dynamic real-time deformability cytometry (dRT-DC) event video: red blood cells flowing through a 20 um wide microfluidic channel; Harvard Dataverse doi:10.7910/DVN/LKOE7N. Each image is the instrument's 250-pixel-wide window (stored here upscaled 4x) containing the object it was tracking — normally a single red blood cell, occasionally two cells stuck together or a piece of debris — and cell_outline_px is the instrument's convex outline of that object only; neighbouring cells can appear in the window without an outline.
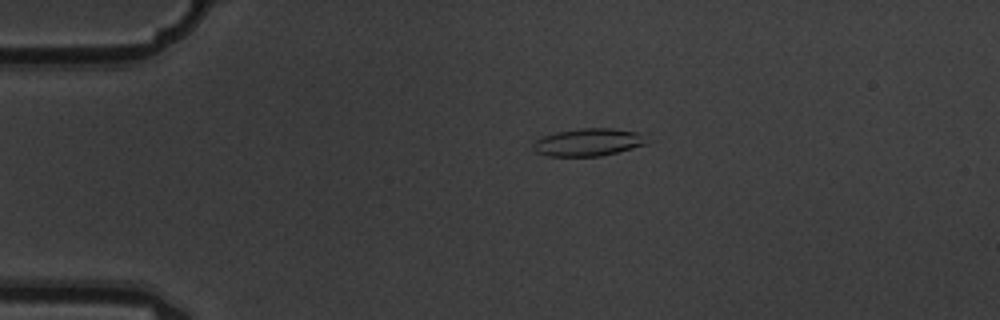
{"species": "common noctule bat (a hibernating species)", "species_latin": "Nyctalus noctula", "temperature_condition": "warm", "stored_images_in_passage": 7, "camera_frame_rate_fps": 3000, "um_per_image_px": 0.085, "animal": {"sex": "male", "body_mass_g": 19.5, "forearm_length_mm": 54.6}, "frame": {"image": 1, "passage_image": 7, "time_ms": 2.0, "image_size_px": [1000, 320], "cell_outline_px": [[648, 144], [600, 156], [548, 156], [536, 152], [532, 148], [532, 144], [536, 140], [544, 136], [556, 132], [580, 128], [612, 128], [636, 132]], "centroid_in_image_um": [49.93, 12.09], "position_along_channel_um": 35.1, "area_um2": 17.98}}